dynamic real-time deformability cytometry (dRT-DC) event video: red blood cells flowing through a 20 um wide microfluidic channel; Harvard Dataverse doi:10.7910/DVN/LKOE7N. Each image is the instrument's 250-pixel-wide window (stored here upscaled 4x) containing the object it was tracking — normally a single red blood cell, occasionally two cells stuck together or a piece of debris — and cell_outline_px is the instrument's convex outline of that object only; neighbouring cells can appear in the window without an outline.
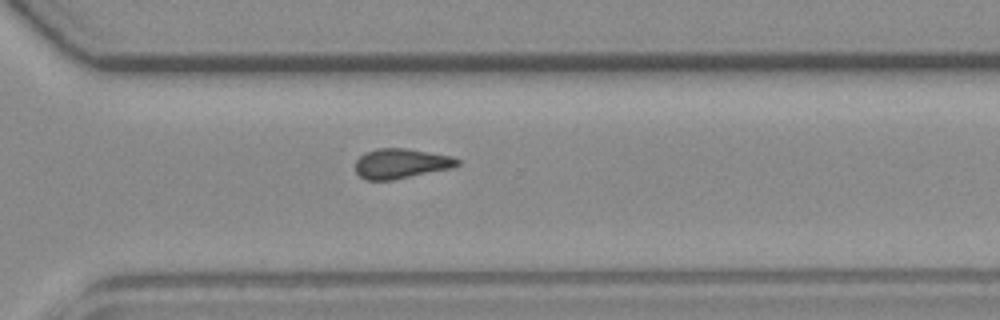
{"species": "common noctule bat (a hibernating species)", "species_latin": "Nyctalus noctula", "temperature_condition": "room temperature", "stored_images_in_passage": 11, "camera_frame_rate_fps": 3000, "um_per_image_px": 0.085, "animal": {"sex": "female", "body_mass_g": 19.3, "forearm_length_mm": 54.1}, "frame": {"image": 1, "passage_image": 11, "time_ms": 12.333, "image_size_px": [1000, 320], "cell_outline_px": [[460, 164], [452, 168], [392, 180], [364, 180], [356, 172], [356, 160], [360, 156], [376, 148], [408, 148], [452, 156], [460, 160]], "centroid_in_image_um": [34.1, 13.9], "position_along_channel_um": 336.5, "area_um2": 17.8}}